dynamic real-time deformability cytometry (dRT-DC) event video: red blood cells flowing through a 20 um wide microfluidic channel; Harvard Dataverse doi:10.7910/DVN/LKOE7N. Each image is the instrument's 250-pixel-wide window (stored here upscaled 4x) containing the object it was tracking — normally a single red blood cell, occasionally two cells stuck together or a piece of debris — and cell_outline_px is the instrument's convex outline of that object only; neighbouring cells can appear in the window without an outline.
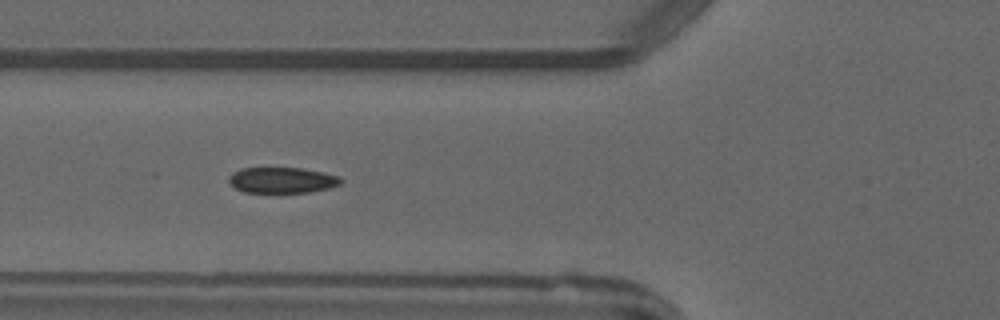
{"species": "common noctule bat (a hibernating species)", "species_latin": "Nyctalus noctula", "temperature_condition": "warm", "stored_images_in_passage": 5, "camera_frame_rate_fps": 3000, "um_per_image_px": 0.085, "animal": {"sex": "male", "forearm_length_mm": 52.5}, "frame": {"image": 1, "passage_image": 5, "time_ms": 4.667, "image_size_px": [1000, 320], "cell_outline_px": [[344, 180], [340, 184], [328, 188], [308, 192], [244, 192], [236, 188], [228, 180], [228, 176], [232, 172], [240, 168], [304, 168], [324, 172], [340, 176]], "centroid_in_image_um": [23.99, 15.3], "position_along_channel_um": 101.8, "area_um2": 16.88}}